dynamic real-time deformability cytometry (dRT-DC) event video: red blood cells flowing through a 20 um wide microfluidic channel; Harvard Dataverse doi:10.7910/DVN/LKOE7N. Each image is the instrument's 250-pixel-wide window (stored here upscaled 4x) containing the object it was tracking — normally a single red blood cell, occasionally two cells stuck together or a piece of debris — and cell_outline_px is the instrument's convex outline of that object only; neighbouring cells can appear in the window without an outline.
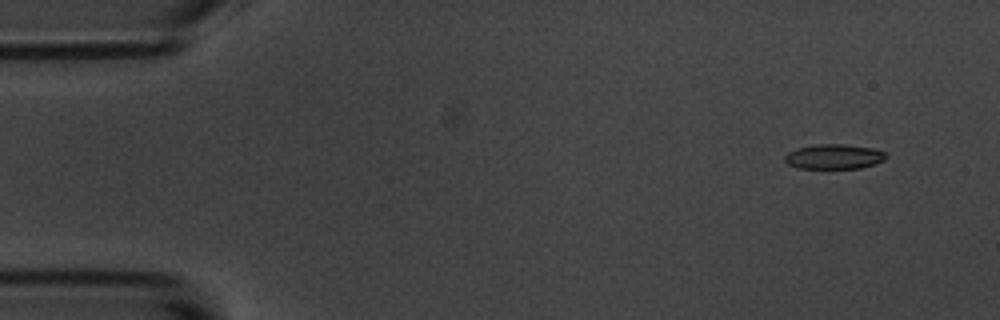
{"species": "common noctule bat (a hibernating species)", "species_latin": "Nyctalus noctula", "temperature_condition": "room temperature", "stored_images_in_passage": 5, "camera_frame_rate_fps": 3000, "um_per_image_px": 0.085, "animal": {"sex": "male", "body_mass_g": 20.1, "forearm_length_mm": 53.5}, "frame": {"image": 1, "passage_image": 2, "time_ms": 1.0, "image_size_px": [1000, 320], "cell_outline_px": [[888, 156], [884, 160], [876, 164], [860, 168], [800, 168], [788, 164], [784, 160], [784, 156], [788, 152], [796, 148], [816, 144], [844, 144], [872, 148], [884, 152]], "centroid_in_image_um": [70.89, 13.31], "position_along_channel_um": 14.1, "area_um2": 14.68}}